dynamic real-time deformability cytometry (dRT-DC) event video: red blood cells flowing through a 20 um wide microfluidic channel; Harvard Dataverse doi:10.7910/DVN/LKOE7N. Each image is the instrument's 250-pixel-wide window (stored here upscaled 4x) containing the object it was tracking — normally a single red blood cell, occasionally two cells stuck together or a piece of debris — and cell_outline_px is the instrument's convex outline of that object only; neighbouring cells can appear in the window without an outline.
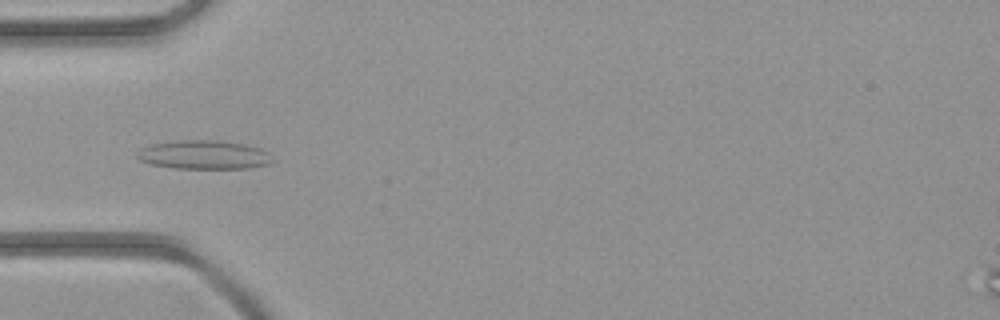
{"species": "common noctule bat (a hibernating species)", "species_latin": "Nyctalus noctula", "temperature_condition": "room temperature", "stored_images_in_passage": 4, "camera_frame_rate_fps": 3000, "um_per_image_px": 0.085, "animal": {"sex": "female", "body_mass_g": 21.9}, "frame": {"image": 1, "passage_image": 4, "time_ms": 3.333, "image_size_px": [1000, 320], "cell_outline_px": [[276, 160], [272, 164], [248, 168], [176, 168], [148, 164], [140, 160], [136, 156], [136, 152], [140, 148], [148, 144], [176, 140], [220, 140], [244, 144], [260, 148], [268, 152]], "centroid_in_image_um": [17.33, 13.15], "position_along_channel_um": 67.7, "area_um2": 23.18}}